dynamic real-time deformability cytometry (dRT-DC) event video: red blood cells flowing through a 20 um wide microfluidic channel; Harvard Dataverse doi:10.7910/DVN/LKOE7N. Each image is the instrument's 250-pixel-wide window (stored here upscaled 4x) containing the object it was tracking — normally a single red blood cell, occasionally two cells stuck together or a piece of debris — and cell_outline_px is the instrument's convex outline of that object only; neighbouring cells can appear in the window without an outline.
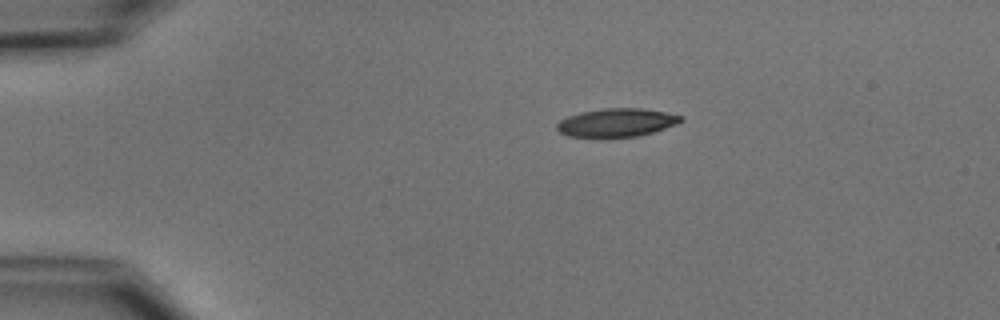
{"species": "common noctule bat (a hibernating species)", "species_latin": "Nyctalus noctula", "temperature_condition": "cold", "stored_images_in_passage": 3, "camera_frame_rate_fps": 3000, "um_per_image_px": 0.085, "animal": {"sex": "male", "body_mass_g": 15.6}, "frame": {"image": 1, "passage_image": 3, "time_ms": 2.333, "image_size_px": [1000, 320], "cell_outline_px": [[684, 120], [676, 124], [652, 132], [636, 136], [600, 140], [596, 140], [568, 136], [560, 132], [556, 128], [556, 124], [560, 120], [568, 116], [580, 112], [604, 108], [640, 108], [664, 112], [684, 116]], "centroid_in_image_um": [52.34, 10.46], "position_along_channel_um": 32.7, "area_um2": 21.15}}